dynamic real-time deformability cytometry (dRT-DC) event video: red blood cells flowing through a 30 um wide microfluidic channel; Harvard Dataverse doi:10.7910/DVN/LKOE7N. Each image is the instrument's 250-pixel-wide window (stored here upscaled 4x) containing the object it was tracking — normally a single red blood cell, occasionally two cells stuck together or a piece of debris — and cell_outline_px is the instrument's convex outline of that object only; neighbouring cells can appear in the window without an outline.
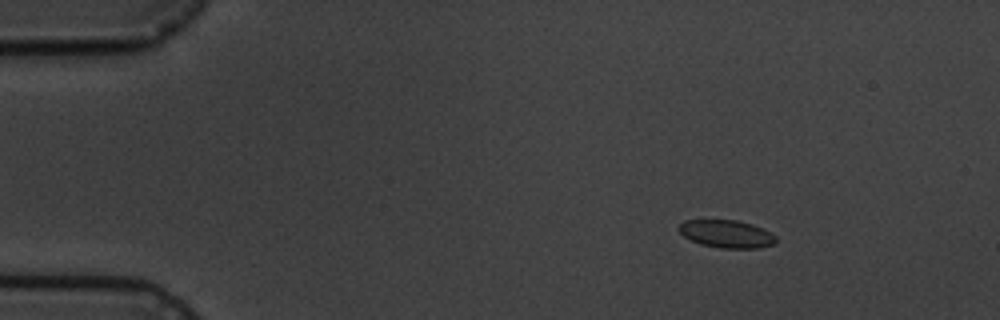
{"species": "common noctule bat (a hibernating species)", "species_latin": "Nyctalus noctula", "temperature_condition": "cold", "stored_images_in_passage": 5, "camera_frame_rate_fps": 3000, "um_per_image_px": 0.085, "animal": {"sex": "male", "body_mass_g": 19.5, "forearm_length_mm": 54.6}, "frame": {"image": 1, "passage_image": 1, "time_ms": 0.0, "image_size_px": [1000, 320], "cell_outline_px": [[776, 244], [760, 248], [720, 248], [700, 244], [684, 236], [676, 228], [684, 220], [736, 220], [752, 224], [764, 228], [776, 236]], "centroid_in_image_um": [61.78, 19.88], "position_along_channel_um": 23.2, "area_um2": 15.84}}
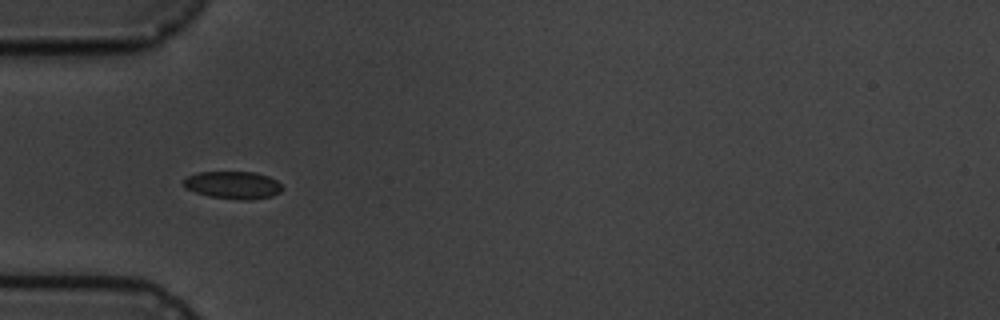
{"frame": {"image": 2, "passage_image": 4, "time_ms": 3.333, "image_size_px": [1000, 320], "cell_outline_px": [[284, 188], [280, 192], [272, 196], [252, 200], [240, 200], [208, 196], [184, 188], [184, 180], [188, 176], [200, 172], [252, 172], [268, 176], [276, 180]], "centroid_in_image_um": [19.83, 15.74], "position_along_channel_um": 65.2, "area_um2": 15.84}}
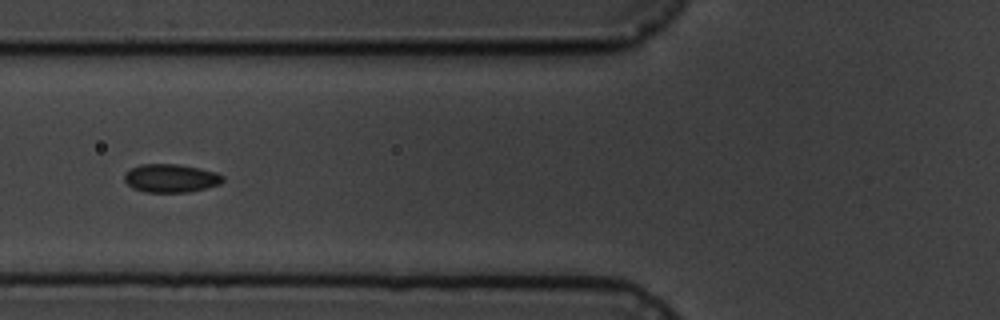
{"frame": {"image": 3, "passage_image": 5, "time_ms": 4.667, "image_size_px": [1000, 320], "cell_outline_px": [[224, 180], [220, 184], [208, 188], [188, 192], [144, 192], [132, 188], [124, 180], [124, 172], [140, 164], [176, 164], [216, 172], [224, 176]], "centroid_in_image_um": [14.51, 15.16], "position_along_channel_um": 111.3, "area_um2": 16.3}}